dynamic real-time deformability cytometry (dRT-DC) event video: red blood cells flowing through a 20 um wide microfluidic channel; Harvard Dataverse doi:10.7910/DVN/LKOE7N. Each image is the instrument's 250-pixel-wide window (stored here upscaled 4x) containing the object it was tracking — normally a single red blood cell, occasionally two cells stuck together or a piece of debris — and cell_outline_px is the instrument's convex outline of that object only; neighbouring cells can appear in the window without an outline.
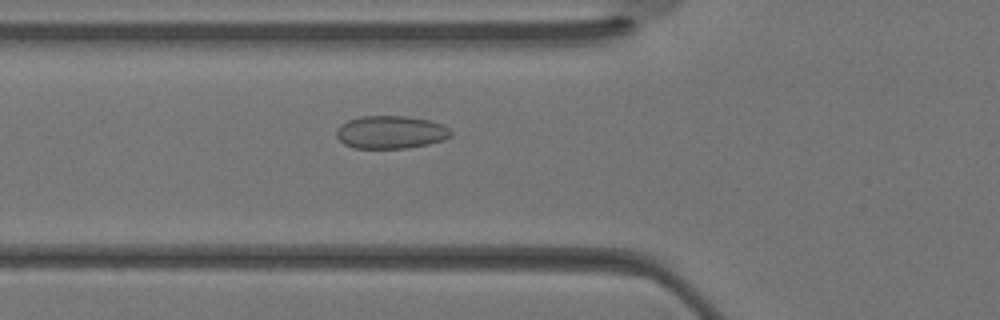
{"species": "Egyptian fruit bat (a non-hibernating species)", "species_latin": "Rousettus aegyptiacus", "temperature_condition": "warm", "stored_images_in_passage": 30, "camera_frame_rate_fps": 3000, "um_per_image_px": 0.085, "animal": {"sex": "female"}, "frame": {"image": 1, "passage_image": 7, "time_ms": 2.0, "image_size_px": [1000, 320], "cell_outline_px": [[452, 136], [444, 140], [428, 144], [408, 148], [352, 148], [344, 144], [336, 136], [336, 128], [340, 124], [348, 120], [360, 116], [404, 116], [428, 120], [444, 124], [452, 132]], "centroid_in_image_um": [33.21, 11.24], "position_along_channel_um": 92.6, "area_um2": 22.14}}
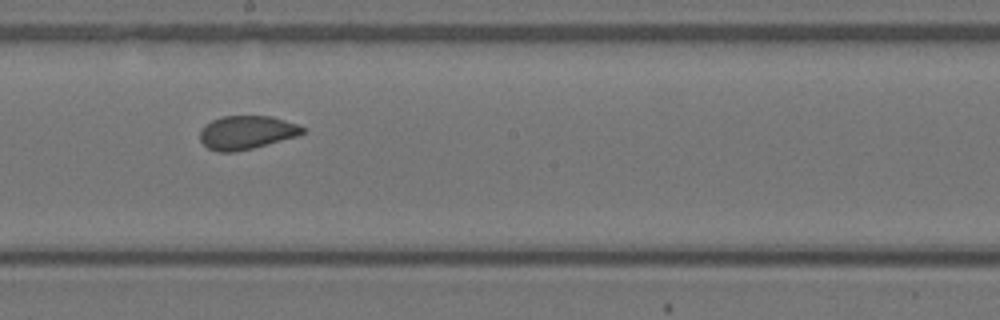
{"frame": {"image": 2, "passage_image": 14, "time_ms": 4.333, "image_size_px": [1000, 320], "cell_outline_px": [[304, 132], [296, 136], [252, 148], [236, 152], [216, 152], [208, 148], [200, 140], [200, 128], [212, 120], [220, 116], [272, 116], [296, 124], [304, 128]], "centroid_in_image_um": [20.9, 11.26], "position_along_channel_um": 227.3, "area_um2": 19.94}}
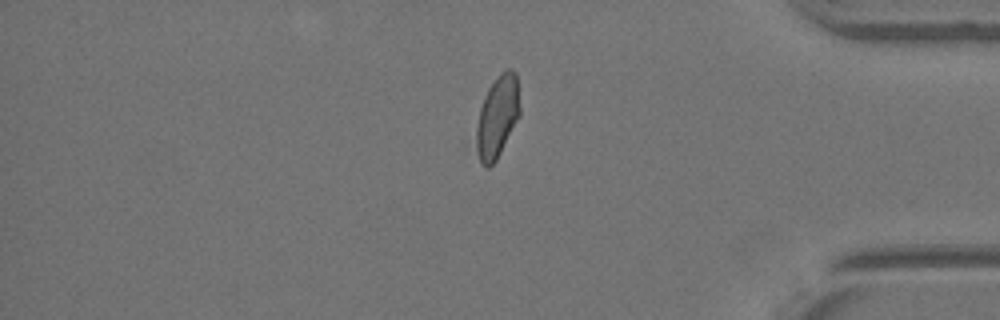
{"frame": {"image": 3, "passage_image": 24, "time_ms": 7.667, "image_size_px": [1000, 320], "cell_outline_px": [[520, 116], [496, 160], [488, 168], [484, 168], [480, 164], [476, 152], [476, 128], [480, 108], [484, 96], [488, 88], [496, 76], [500, 72], [508, 68], [512, 68], [516, 72], [520, 108]], "centroid_in_image_um": [42.27, 9.92], "position_along_channel_um": 392.9, "area_um2": 21.1}}